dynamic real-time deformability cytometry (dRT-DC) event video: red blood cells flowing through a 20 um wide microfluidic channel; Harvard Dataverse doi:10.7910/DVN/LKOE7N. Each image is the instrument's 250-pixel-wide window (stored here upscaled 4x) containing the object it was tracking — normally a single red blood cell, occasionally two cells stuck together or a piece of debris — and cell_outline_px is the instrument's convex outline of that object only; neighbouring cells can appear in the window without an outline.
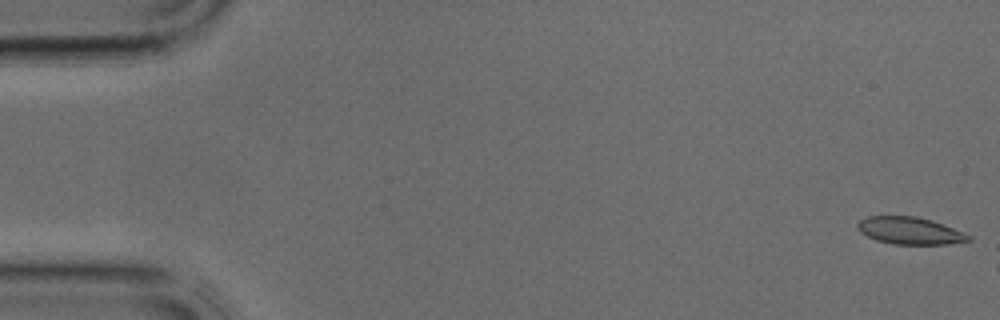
{"species": "common noctule bat (a hibernating species)", "species_latin": "Nyctalus noctula", "temperature_condition": "cold", "stored_images_in_passage": 5, "camera_frame_rate_fps": 3000, "um_per_image_px": 0.085, "animal": {"sex": "male", "body_mass_g": 17.9, "forearm_length_mm": 54.2}, "frame": {"image": 1, "passage_image": 1, "time_ms": 0.0, "image_size_px": [1000, 320], "cell_outline_px": [[972, 240], [948, 244], [892, 244], [876, 240], [860, 232], [856, 228], [856, 224], [860, 220], [868, 216], [916, 216], [932, 220], [964, 232], [972, 236]], "centroid_in_image_um": [77.34, 19.61], "position_along_channel_um": 7.7, "area_um2": 17.69}}